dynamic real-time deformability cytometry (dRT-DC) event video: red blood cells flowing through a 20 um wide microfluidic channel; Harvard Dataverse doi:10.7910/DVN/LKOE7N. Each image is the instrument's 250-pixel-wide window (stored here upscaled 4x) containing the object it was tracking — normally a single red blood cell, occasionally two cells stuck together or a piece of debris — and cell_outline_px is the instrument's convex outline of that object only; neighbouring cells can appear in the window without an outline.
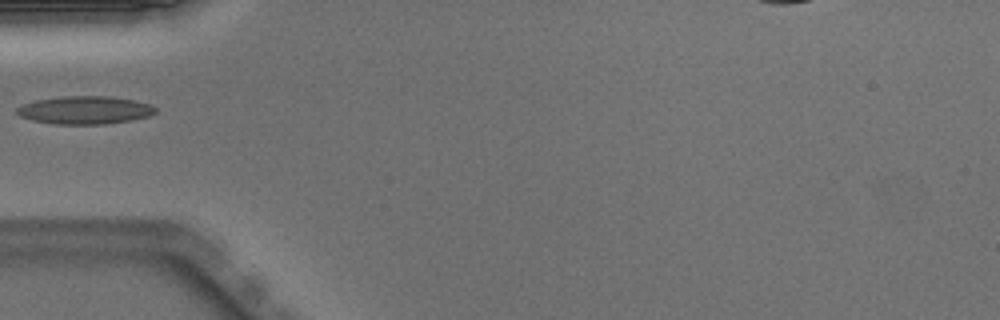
{"species": "Egyptian fruit bat (a non-hibernating species)", "species_latin": "Rousettus aegyptiacus", "temperature_condition": "warm", "stored_images_in_passage": 35, "camera_frame_rate_fps": 3000, "um_per_image_px": 0.085, "animal": {"sex": "male"}, "frame": {"image": 1, "passage_image": 1, "time_ms": 0.0, "image_size_px": [1000, 320], "cell_outline_px": [[156, 112], [148, 116], [132, 120], [104, 124], [52, 124], [32, 120], [20, 116], [16, 112], [16, 108], [24, 104], [36, 100], [64, 96], [112, 96], [136, 100], [152, 104], [156, 108]], "centroid_in_image_um": [7.25, 9.35], "position_along_channel_um": 77.8, "area_um2": 22.72}}
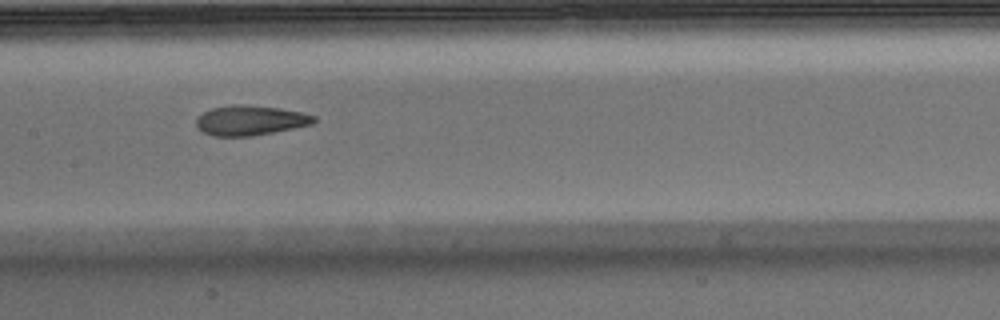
{"frame": {"image": 2, "passage_image": 9, "time_ms": 2.667, "image_size_px": [1000, 320], "cell_outline_px": [[316, 120], [312, 124], [252, 136], [212, 136], [204, 132], [196, 124], [196, 120], [204, 112], [212, 108], [232, 104], [248, 104], [280, 108], [304, 112], [316, 116]], "centroid_in_image_um": [21.3, 10.21], "position_along_channel_um": 186.1, "area_um2": 20.46}}
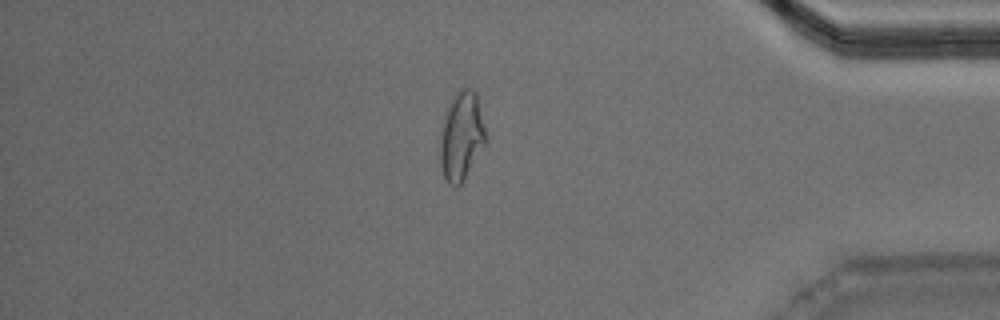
{"frame": {"image": 3, "passage_image": 27, "time_ms": 8.667, "image_size_px": [1000, 320], "cell_outline_px": [[484, 144], [464, 180], [456, 188], [452, 188], [448, 184], [444, 176], [440, 164], [440, 140], [444, 120], [448, 108], [452, 100], [460, 88], [468, 88], [476, 92], [484, 128]], "centroid_in_image_um": [39.2, 11.63], "position_along_channel_um": 396.0, "area_um2": 22.83}}